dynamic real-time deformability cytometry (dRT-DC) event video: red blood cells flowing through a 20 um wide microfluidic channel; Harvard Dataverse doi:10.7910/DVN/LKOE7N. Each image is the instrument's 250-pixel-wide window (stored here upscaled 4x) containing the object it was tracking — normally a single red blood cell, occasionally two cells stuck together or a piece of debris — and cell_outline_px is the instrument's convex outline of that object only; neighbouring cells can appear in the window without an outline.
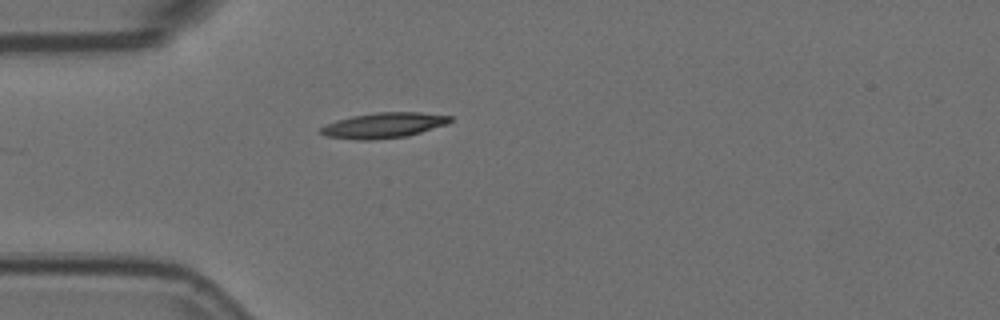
{"species": "Egyptian fruit bat (a non-hibernating species)", "species_latin": "Rousettus aegyptiacus", "temperature_condition": "room temperature", "stored_images_in_passage": 1, "camera_frame_rate_fps": 3000, "um_per_image_px": 0.085, "animal": {"sex": "female"}, "frame": {"image": 1, "passage_image": 1, "time_ms": 0.0, "image_size_px": [1000, 320], "cell_outline_px": [[452, 120], [448, 124], [408, 136], [368, 140], [360, 140], [328, 136], [320, 132], [320, 128], [336, 120], [352, 116], [376, 112], [420, 112], [452, 116]], "centroid_in_image_um": [32.66, 10.64], "position_along_channel_um": 52.3, "area_um2": 19.02}}